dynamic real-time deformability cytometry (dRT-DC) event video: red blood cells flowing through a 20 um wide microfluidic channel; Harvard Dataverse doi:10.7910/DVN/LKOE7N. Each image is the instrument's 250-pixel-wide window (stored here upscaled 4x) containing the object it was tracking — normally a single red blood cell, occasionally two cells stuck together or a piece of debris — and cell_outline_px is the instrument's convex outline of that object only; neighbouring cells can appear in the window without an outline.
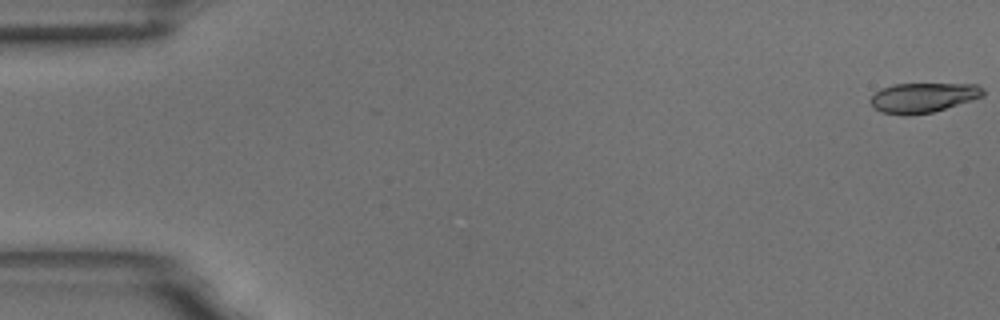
{"species": "common noctule bat (a hibernating species)", "species_latin": "Nyctalus noctula", "temperature_condition": "room temperature", "stored_images_in_passage": 45, "camera_frame_rate_fps": 3000, "um_per_image_px": 0.085, "animal": {"sex": "male", "body_mass_g": 18.8}, "frame": {"image": 1, "passage_image": 1, "time_ms": 0.0, "image_size_px": [1000, 320], "cell_outline_px": [[984, 96], [972, 100], [932, 112], [908, 116], [904, 116], [880, 112], [872, 108], [868, 100], [880, 88], [892, 84], [976, 84], [984, 88]], "centroid_in_image_um": [78.41, 8.3], "position_along_channel_um": 6.6, "area_um2": 19.83}}
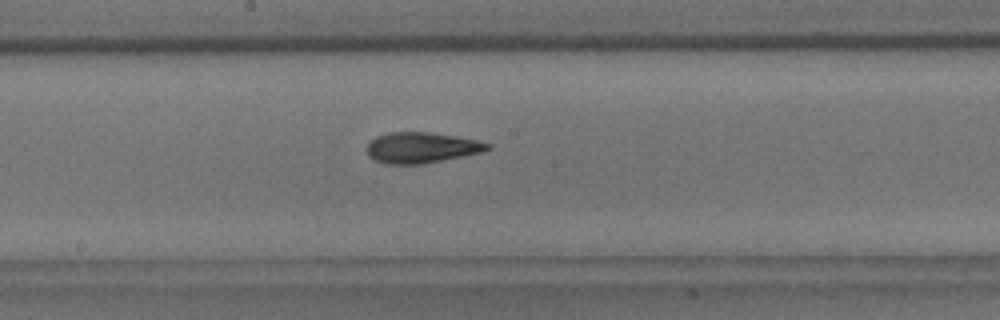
{"frame": {"image": 2, "passage_image": 30, "time_ms": 9.667, "image_size_px": [1000, 320], "cell_outline_px": [[492, 148], [480, 152], [464, 156], [424, 164], [384, 164], [368, 156], [368, 144], [376, 136], [388, 132], [432, 132], [456, 136], [476, 140], [492, 144]], "centroid_in_image_um": [35.84, 12.55], "position_along_channel_um": 212.4, "area_um2": 21.68}}
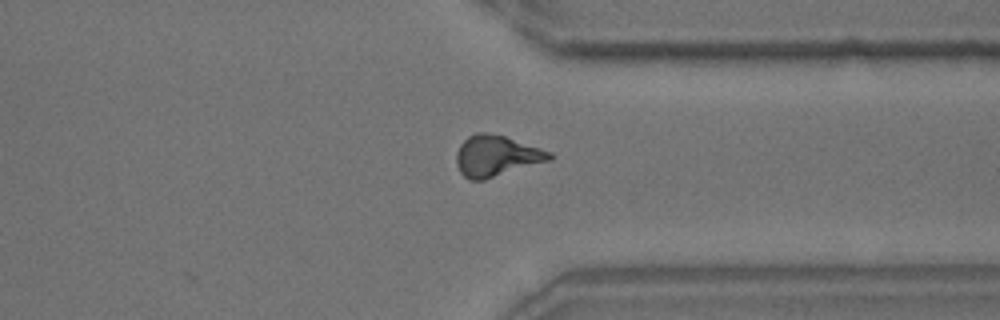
{"frame": {"image": 3, "passage_image": 43, "time_ms": 14.0, "image_size_px": [1000, 320], "cell_outline_px": [[552, 160], [484, 180], [468, 180], [460, 172], [456, 164], [456, 152], [460, 144], [468, 136], [476, 132], [484, 132], [504, 136], [552, 152]], "centroid_in_image_um": [42.17, 13.26], "position_along_channel_um": 369.2, "area_um2": 22.31}, "authors_computed_cell_mechanics": {"area_um2": 21.0392, "velocity_mm_per_s": 3.6506, "shape_relaxation_time_tau1_ms": 4.5622, "shape_relaxation_time_tau2_ms": 2.8985, "deformation_change_tau1": 0.1689, "deformation_change_tau2": 0.1128}}